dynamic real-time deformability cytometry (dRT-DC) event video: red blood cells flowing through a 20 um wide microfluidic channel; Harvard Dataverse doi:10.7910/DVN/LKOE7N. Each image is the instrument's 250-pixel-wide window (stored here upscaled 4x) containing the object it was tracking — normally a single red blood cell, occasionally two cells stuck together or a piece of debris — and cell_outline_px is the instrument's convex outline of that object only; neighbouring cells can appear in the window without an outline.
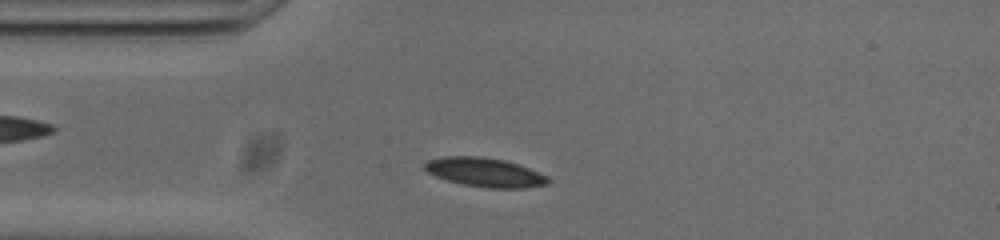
{"species": "common noctule bat (a hibernating species)", "species_latin": "Nyctalus noctula", "temperature_condition": "cold", "stored_images_in_passage": 46, "camera_frame_rate_fps": 3000, "um_per_image_px": 0.085, "animal": {"sex": "male", "body_mass_g": 20.0, "forearm_length_mm": 53.3}, "frame": {"image": 1, "passage_image": 6, "time_ms": 1.667, "image_size_px": [1000, 240], "cell_outline_px": [[552, 180], [548, 184], [524, 188], [488, 188], [464, 184], [448, 180], [436, 176], [428, 172], [424, 168], [424, 164], [428, 160], [444, 156], [480, 156], [504, 160], [520, 164], [548, 176]], "centroid_in_image_um": [41.26, 14.64], "position_along_channel_um": 43.7, "area_um2": 20.92}}
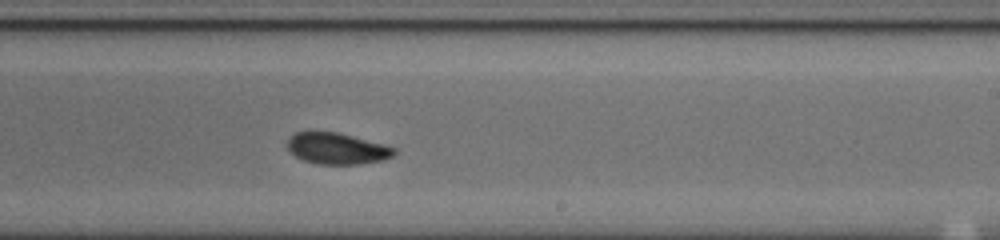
{"frame": {"image": 2, "passage_image": 24, "time_ms": 7.667, "image_size_px": [1000, 240], "cell_outline_px": [[396, 152], [392, 156], [384, 160], [356, 164], [320, 164], [304, 160], [296, 156], [288, 148], [288, 140], [296, 132], [336, 132], [384, 144], [396, 148]], "centroid_in_image_um": [28.68, 12.63], "position_along_channel_um": 260.3, "area_um2": 19.13}}
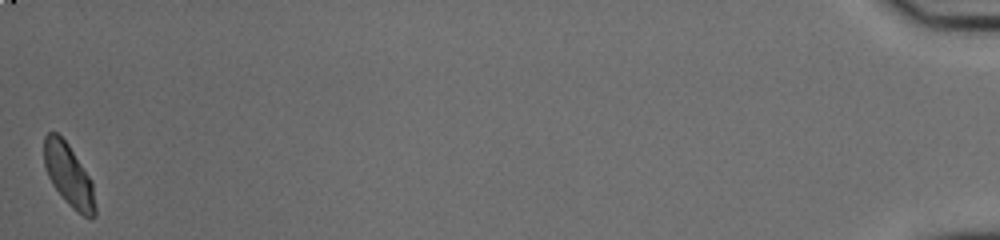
{"frame": {"image": 3, "passage_image": 46, "time_ms": 15.0, "image_size_px": [1000, 240], "cell_outline_px": [[96, 216], [92, 220], [84, 216], [72, 208], [64, 200], [52, 184], [48, 176], [44, 164], [44, 136], [48, 132], [56, 132], [68, 144], [92, 180], [96, 208]], "centroid_in_image_um": [5.86, 14.92], "position_along_channel_um": 429.3, "area_um2": 18.67}, "authors_computed_cell_mechanics": {"area_um2": 19.8543, "velocity_mm_per_s": 3.7986, "shape_relaxation_time_tau1_ms": 6.6133, "shape_relaxation_time_tau2_ms": 3.349, "deformation_change_tau1": 0.1518, "deformation_change_tau2": 0.0674}}